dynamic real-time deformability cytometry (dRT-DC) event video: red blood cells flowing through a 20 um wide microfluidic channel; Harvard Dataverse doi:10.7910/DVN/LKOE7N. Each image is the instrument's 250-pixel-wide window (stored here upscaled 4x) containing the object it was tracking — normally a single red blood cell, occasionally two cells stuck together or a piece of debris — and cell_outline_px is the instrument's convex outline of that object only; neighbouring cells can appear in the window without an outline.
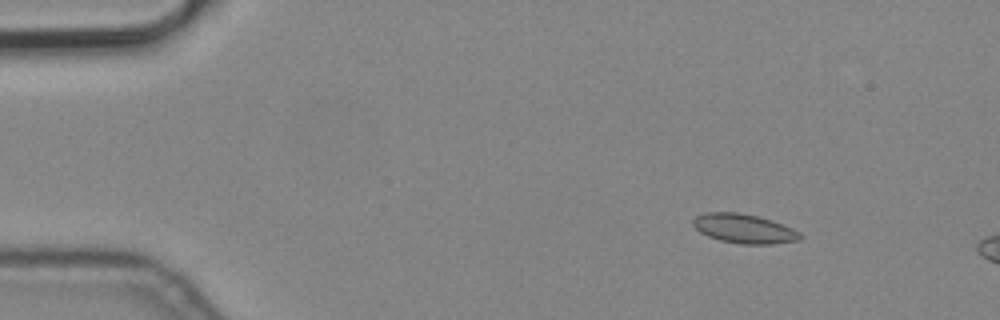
{"species": "common noctule bat (a hibernating species)", "species_latin": "Nyctalus noctula", "temperature_condition": "cold", "stored_images_in_passage": 9, "camera_frame_rate_fps": 3000, "um_per_image_px": 0.085, "animal": {"sex": "male", "body_mass_g": 19.2, "forearm_length_mm": 51.8}, "frame": {"image": 1, "passage_image": 2, "time_ms": 0.333, "image_size_px": [1000, 320], "cell_outline_px": [[804, 236], [800, 240], [772, 244], [740, 244], [720, 240], [708, 236], [700, 232], [692, 224], [692, 220], [696, 216], [704, 212], [736, 212], [756, 216], [772, 220], [792, 228], [800, 232]], "centroid_in_image_um": [63.25, 19.43], "position_along_channel_um": 21.7, "area_um2": 18.32}}
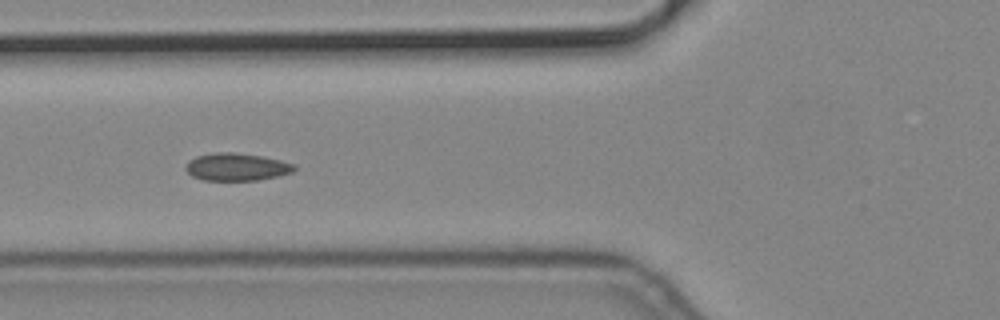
{"frame": {"image": 2, "passage_image": 6, "time_ms": 1.667, "image_size_px": [1000, 320], "cell_outline_px": [[296, 168], [292, 172], [260, 180], [204, 180], [192, 176], [184, 168], [188, 160], [196, 156], [212, 152], [232, 152], [264, 156], [296, 164]], "centroid_in_image_um": [20.1, 14.17], "position_along_channel_um": 105.7, "area_um2": 17.57}}
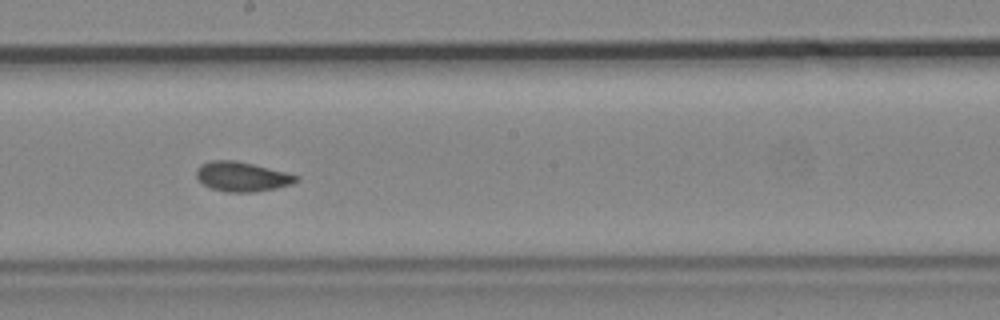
{"frame": {"image": 3, "passage_image": 9, "time_ms": 2.667, "image_size_px": [1000, 320], "cell_outline_px": [[300, 180], [292, 184], [276, 188], [252, 192], [228, 192], [212, 188], [204, 184], [196, 176], [196, 168], [200, 164], [212, 160], [236, 160], [300, 176]], "centroid_in_image_um": [20.57, 15.01], "position_along_channel_um": 227.6, "area_um2": 17.11}}